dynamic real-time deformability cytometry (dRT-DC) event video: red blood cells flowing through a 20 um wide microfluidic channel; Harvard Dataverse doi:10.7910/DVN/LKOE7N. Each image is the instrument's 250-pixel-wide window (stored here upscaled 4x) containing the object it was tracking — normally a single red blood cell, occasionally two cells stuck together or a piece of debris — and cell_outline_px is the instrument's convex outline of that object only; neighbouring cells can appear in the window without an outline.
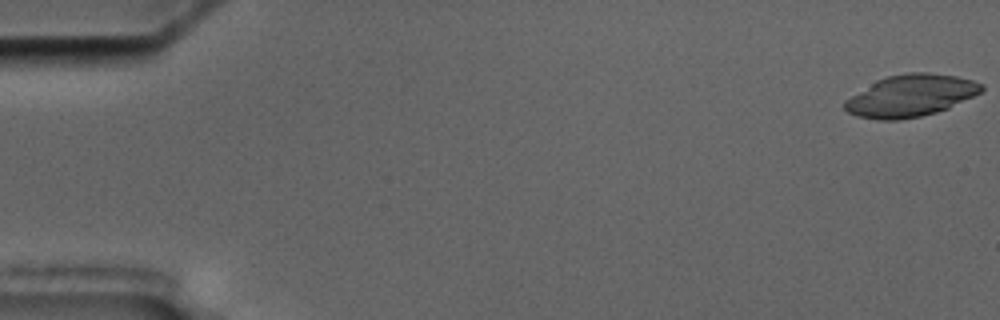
{"species": "common noctule bat (a hibernating species)", "species_latin": "Nyctalus noctula", "temperature_condition": "cold", "stored_images_in_passage": 4, "camera_frame_rate_fps": 3000, "um_per_image_px": 0.085, "animal": {"sex": "male", "body_mass_g": 17.5, "forearm_length_mm": 52.3}, "frame": {"image": 1, "passage_image": 1, "time_ms": 0.0, "image_size_px": [1000, 320], "cell_outline_px": [[984, 88], [980, 92], [948, 108], [936, 112], [920, 116], [900, 120], [880, 120], [856, 116], [848, 112], [844, 108], [844, 100], [876, 80], [888, 76], [908, 72], [928, 72], [956, 76], [972, 80], [984, 84]], "centroid_in_image_um": [77.38, 8.13], "position_along_channel_um": 7.6, "area_um2": 33.29}}